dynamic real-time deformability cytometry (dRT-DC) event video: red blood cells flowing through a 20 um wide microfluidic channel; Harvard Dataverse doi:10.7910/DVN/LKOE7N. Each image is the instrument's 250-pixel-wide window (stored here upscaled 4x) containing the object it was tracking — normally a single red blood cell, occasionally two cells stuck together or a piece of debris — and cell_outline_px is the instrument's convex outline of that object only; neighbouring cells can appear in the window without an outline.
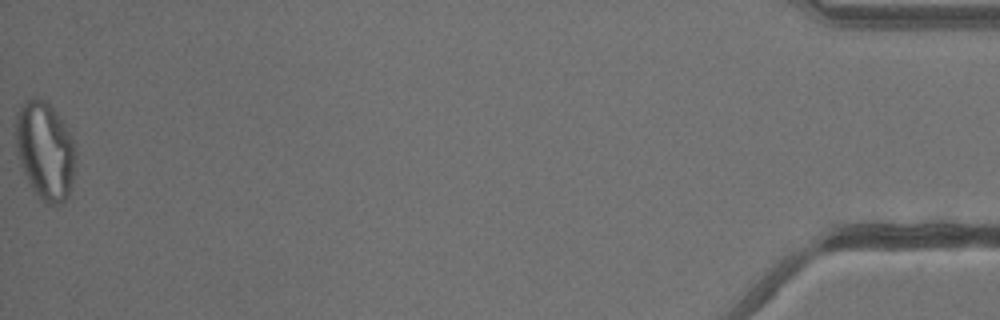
{"species": "common noctule bat (a hibernating species)", "species_latin": "Nyctalus noctula", "temperature_condition": "warm", "stored_images_in_passage": 37, "camera_frame_rate_fps": 3000, "um_per_image_px": 0.085, "animal": {"sex": "male", "body_mass_g": 13.3}, "frame": {"image": 1, "passage_image": 37, "time_ms": 12.0, "image_size_px": [1000, 320], "cell_outline_px": [[76, 152], [72, 180], [68, 196], [60, 204], [44, 204], [40, 200], [32, 188], [20, 164], [16, 152], [16, 112], [20, 104], [24, 100], [32, 96], [36, 96], [44, 100], [60, 116], [72, 136]], "centroid_in_image_um": [3.81, 12.77], "position_along_channel_um": 431.4, "area_um2": 34.51}}